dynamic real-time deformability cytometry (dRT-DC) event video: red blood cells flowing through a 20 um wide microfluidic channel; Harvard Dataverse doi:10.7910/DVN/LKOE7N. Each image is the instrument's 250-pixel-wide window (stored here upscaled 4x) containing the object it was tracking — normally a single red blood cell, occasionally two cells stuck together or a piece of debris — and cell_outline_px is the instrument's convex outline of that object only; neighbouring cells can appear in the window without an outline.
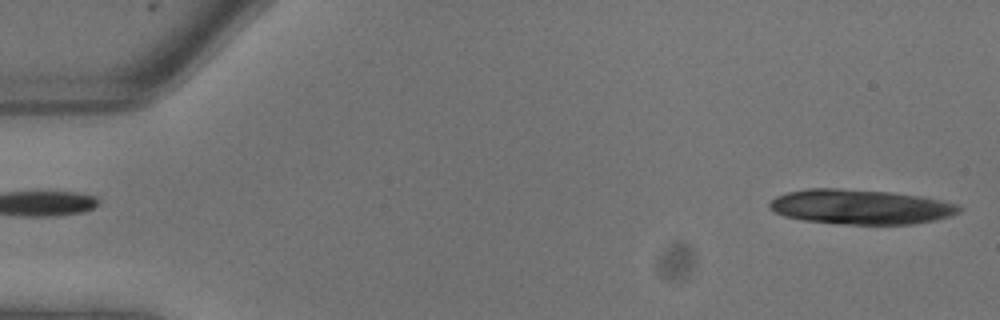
{"species": "common noctule bat (a hibernating species)", "species_latin": "Nyctalus noctula", "temperature_condition": "warm", "stored_images_in_passage": 5, "camera_frame_rate_fps": 3000, "um_per_image_px": 0.085, "animal": {"sex": "male", "body_mass_g": 13.3}, "frame": {"image": 1, "passage_image": 1, "time_ms": 0.0, "image_size_px": [1000, 320], "cell_outline_px": [[964, 208], [960, 212], [936, 220], [912, 224], [840, 224], [804, 220], [784, 216], [768, 208], [768, 204], [776, 196], [788, 192], [808, 188], [836, 188], [888, 192], [924, 196], [960, 204]], "centroid_in_image_um": [73.18, 17.58], "position_along_channel_um": 11.8, "area_um2": 38.61}}